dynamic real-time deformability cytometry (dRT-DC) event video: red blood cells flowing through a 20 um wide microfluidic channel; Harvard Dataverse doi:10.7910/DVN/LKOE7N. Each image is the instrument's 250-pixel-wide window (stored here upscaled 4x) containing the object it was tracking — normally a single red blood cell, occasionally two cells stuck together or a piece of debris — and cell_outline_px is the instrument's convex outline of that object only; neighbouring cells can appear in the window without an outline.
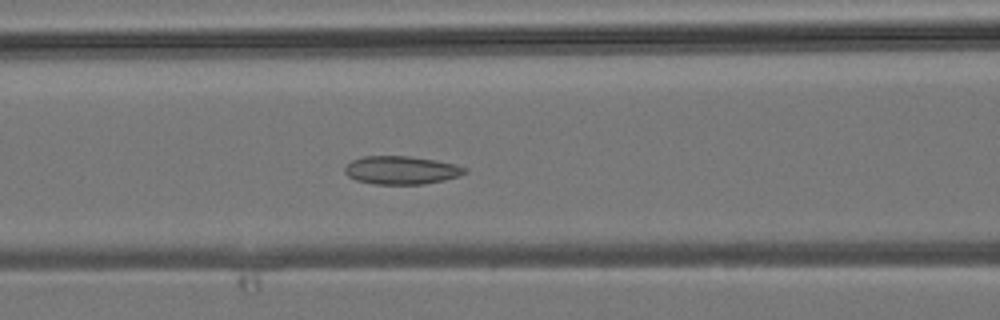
{"species": "common noctule bat (a hibernating species)", "species_latin": "Nyctalus noctula", "temperature_condition": "room temperature", "stored_images_in_passage": 42, "camera_frame_rate_fps": 3000, "um_per_image_px": 0.085, "animal": {"sex": "male", "body_mass_g": 19.2, "forearm_length_mm": 51.8}, "frame": {"image": 1, "passage_image": 18, "time_ms": 5.667, "image_size_px": [1000, 320], "cell_outline_px": [[468, 172], [444, 180], [424, 184], [376, 184], [356, 180], [348, 176], [344, 172], [344, 168], [352, 160], [364, 156], [408, 156], [436, 160], [456, 164], [468, 168]], "centroid_in_image_um": [34.12, 14.46], "position_along_channel_um": 132.5, "area_um2": 19.71}}
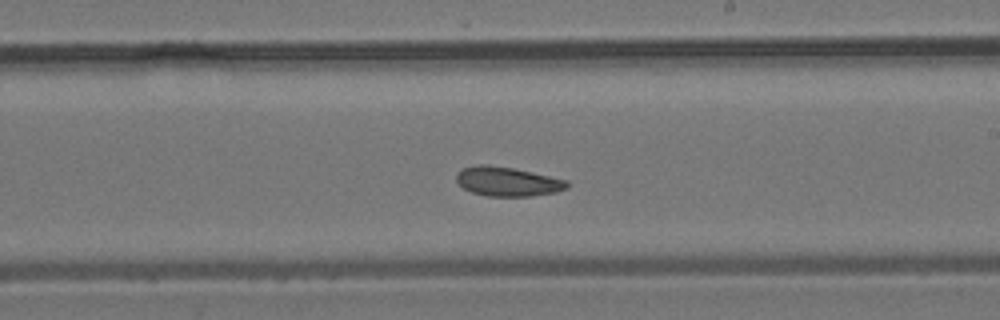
{"frame": {"image": 2, "passage_image": 25, "time_ms": 8.0, "image_size_px": [1000, 320], "cell_outline_px": [[568, 188], [556, 192], [532, 196], [488, 196], [472, 192], [464, 188], [456, 180], [456, 172], [460, 168], [476, 164], [488, 164], [512, 168], [532, 172], [568, 180]], "centroid_in_image_um": [43.12, 15.42], "position_along_channel_um": 245.9, "area_um2": 19.02}}
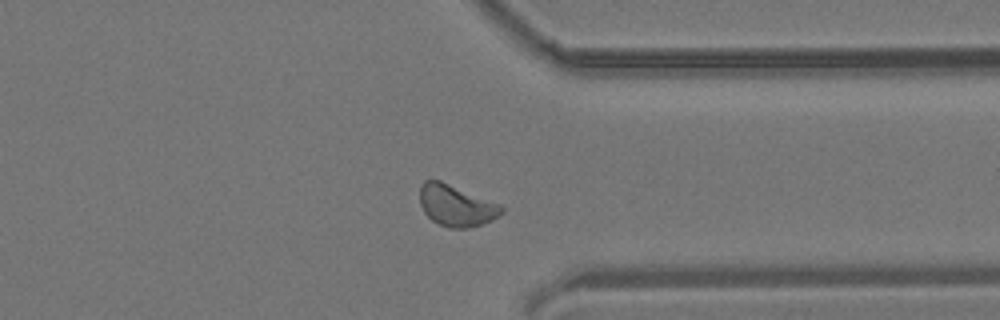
{"frame": {"image": 3, "passage_image": 33, "time_ms": 10.667, "image_size_px": [1000, 320], "cell_outline_px": [[504, 212], [492, 220], [468, 228], [448, 228], [432, 220], [424, 212], [420, 204], [420, 184], [424, 180], [440, 180], [500, 204], [504, 208]], "centroid_in_image_um": [38.77, 17.47], "position_along_channel_um": 372.6, "area_um2": 19.65}}